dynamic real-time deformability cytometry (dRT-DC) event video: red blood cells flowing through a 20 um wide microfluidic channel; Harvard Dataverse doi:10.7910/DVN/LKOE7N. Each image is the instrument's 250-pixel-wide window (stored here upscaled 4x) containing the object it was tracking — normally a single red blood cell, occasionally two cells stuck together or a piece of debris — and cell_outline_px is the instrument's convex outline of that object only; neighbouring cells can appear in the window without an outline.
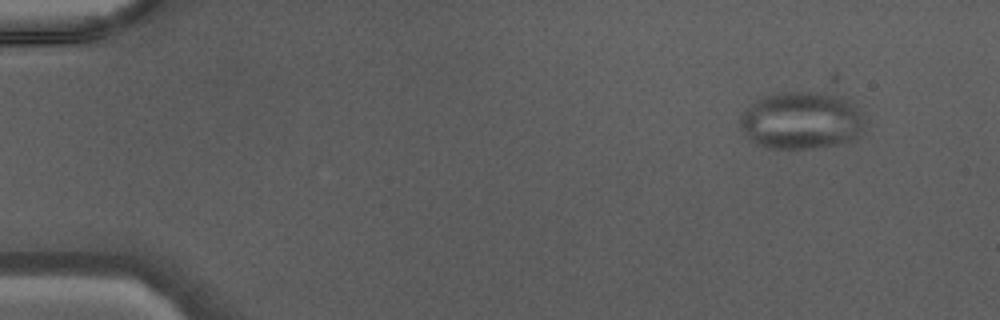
{"species": "Egyptian fruit bat (a non-hibernating species)", "species_latin": "Rousettus aegyptiacus", "temperature_condition": "warm", "stored_images_in_passage": 42, "camera_frame_rate_fps": 3000, "um_per_image_px": 0.085, "animal": {"sex": "male"}, "frame": {"image": 1, "passage_image": 1, "time_ms": 0.0, "image_size_px": [1000, 320], "cell_outline_px": [[864, 124], [856, 136], [852, 140], [812, 148], [764, 148], [756, 144], [744, 132], [740, 124], [740, 116], [756, 100], [764, 96], [776, 92], [812, 92], [840, 96], [852, 104], [860, 112], [864, 120]], "centroid_in_image_um": [68.08, 10.24], "position_along_channel_um": 16.9, "area_um2": 41.04}}